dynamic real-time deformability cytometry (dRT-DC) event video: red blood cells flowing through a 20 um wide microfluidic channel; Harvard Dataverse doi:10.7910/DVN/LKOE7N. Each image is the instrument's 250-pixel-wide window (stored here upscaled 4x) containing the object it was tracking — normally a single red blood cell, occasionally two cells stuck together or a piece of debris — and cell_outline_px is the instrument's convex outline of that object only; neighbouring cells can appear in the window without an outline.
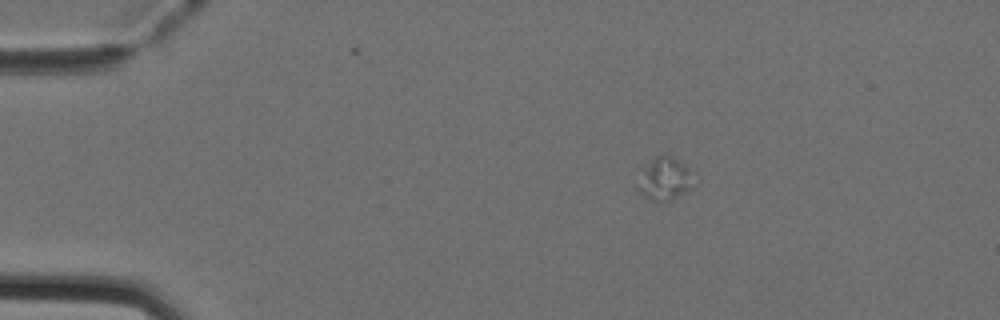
{"species": "Egyptian fruit bat (a non-hibernating species)", "species_latin": "Rousettus aegyptiacus", "temperature_condition": "cold", "stored_images_in_passage": 10, "camera_frame_rate_fps": 3000, "um_per_image_px": 0.085, "animal": {"sex": "female"}, "frame": {"image": 1, "passage_image": 1, "time_ms": 0.0, "image_size_px": [1000, 320], "cell_outline_px": [[696, 184], [692, 188], [672, 200], [652, 200], [644, 196], [636, 188], [652, 160], [656, 156], [664, 152], [672, 156], [684, 164], [688, 168]], "centroid_in_image_um": [56.58, 15.2], "position_along_channel_um": 28.4, "area_um2": 13.53}}